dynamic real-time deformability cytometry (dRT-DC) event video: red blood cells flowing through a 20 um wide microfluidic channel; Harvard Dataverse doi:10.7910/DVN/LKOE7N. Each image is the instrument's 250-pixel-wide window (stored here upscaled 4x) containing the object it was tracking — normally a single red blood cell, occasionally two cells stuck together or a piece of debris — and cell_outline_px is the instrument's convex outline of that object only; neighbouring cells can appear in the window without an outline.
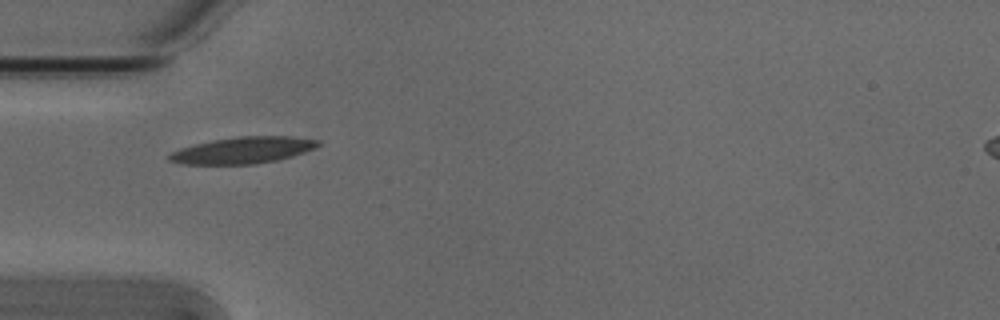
{"species": "Egyptian fruit bat (a non-hibernating species)", "species_latin": "Rousettus aegyptiacus", "temperature_condition": "cold", "stored_images_in_passage": 38, "camera_frame_rate_fps": 3000, "um_per_image_px": 0.085, "animal": {"sex": "male"}, "frame": {"image": 1, "passage_image": 1, "time_ms": 0.0, "image_size_px": [1000, 320], "cell_outline_px": [[320, 144], [316, 148], [292, 156], [276, 160], [256, 164], [184, 164], [168, 160], [168, 156], [172, 152], [180, 148], [212, 140], [240, 136], [292, 136], [320, 140]], "centroid_in_image_um": [20.68, 12.76], "position_along_channel_um": 64.3, "area_um2": 22.95}}
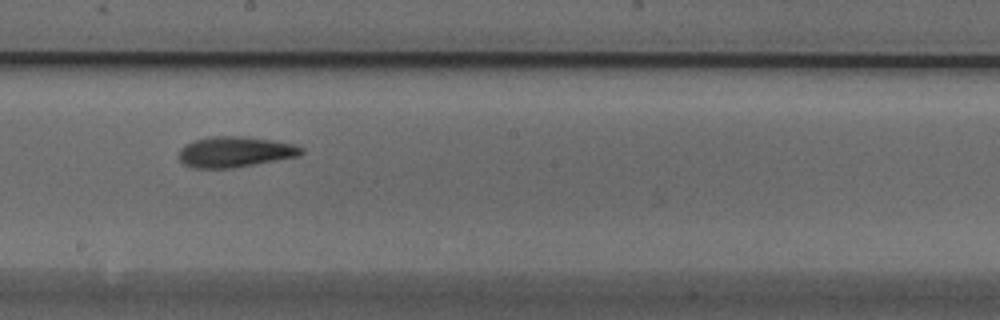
{"frame": {"image": 2, "passage_image": 14, "time_ms": 4.333, "image_size_px": [1000, 320], "cell_outline_px": [[304, 152], [300, 156], [232, 168], [192, 168], [184, 164], [180, 160], [180, 148], [184, 144], [208, 136], [248, 136], [272, 140], [292, 144], [304, 148]], "centroid_in_image_um": [19.98, 12.9], "position_along_channel_um": 228.2, "area_um2": 21.96}}
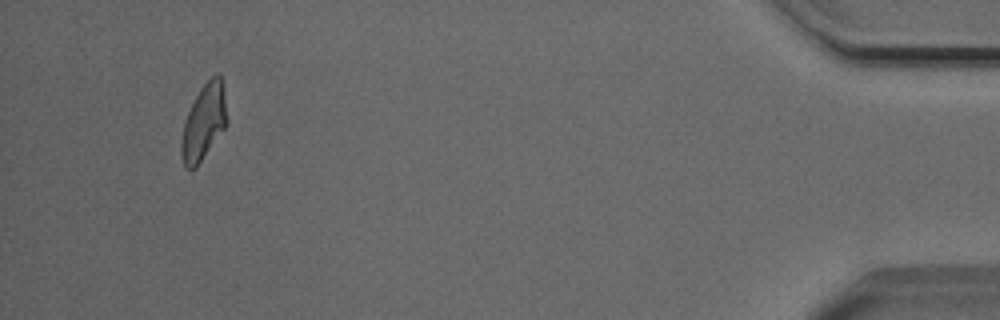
{"frame": {"image": 3, "passage_image": 35, "time_ms": 11.333, "image_size_px": [1000, 320], "cell_outline_px": [[228, 124], [196, 168], [192, 172], [184, 168], [180, 156], [180, 144], [184, 120], [200, 88], [216, 72], [220, 76], [224, 88], [228, 120]], "centroid_in_image_um": [17.31, 10.44], "position_along_channel_um": 417.9, "area_um2": 20.58}, "authors_computed_cell_mechanics": {"area_um2": 21.1837, "velocity_mm_per_s": 3.806, "shape_relaxation_time_tau1_ms": 4.637, "shape_relaxation_time_tau2_ms": 7.1118, "deformation_change_tau1": 0.1786, "deformation_change_tau2": 0.1505}}